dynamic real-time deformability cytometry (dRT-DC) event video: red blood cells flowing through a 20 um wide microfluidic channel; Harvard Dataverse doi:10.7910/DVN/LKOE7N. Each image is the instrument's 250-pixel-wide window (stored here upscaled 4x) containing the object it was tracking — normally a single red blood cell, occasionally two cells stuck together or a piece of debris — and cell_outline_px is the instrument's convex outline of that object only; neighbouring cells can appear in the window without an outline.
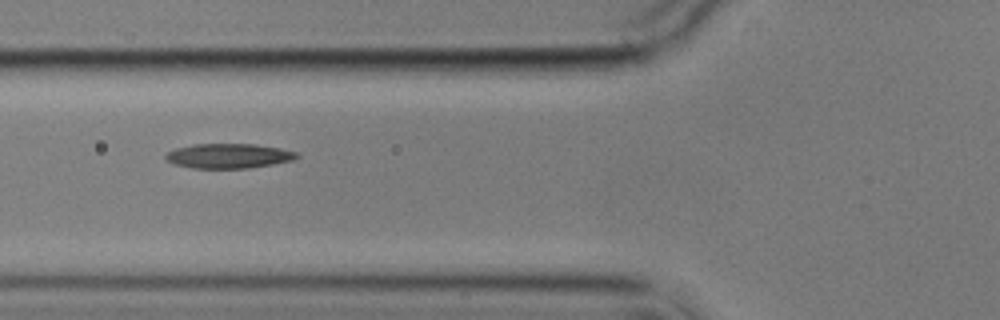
{"species": "common noctule bat (a hibernating species)", "species_latin": "Nyctalus noctula", "temperature_condition": "cold", "stored_images_in_passage": 7, "camera_frame_rate_fps": 3000, "um_per_image_px": 0.085, "animal": {"sex": "male", "body_mass_g": 17.9}, "frame": {"image": 1, "passage_image": 3, "time_ms": 2.333, "image_size_px": [1000, 320], "cell_outline_px": [[300, 156], [292, 160], [272, 164], [248, 168], [192, 168], [172, 164], [164, 160], [164, 156], [168, 152], [176, 148], [192, 144], [256, 144], [280, 148], [296, 152]], "centroid_in_image_um": [19.38, 13.25], "position_along_channel_um": 106.4, "area_um2": 18.96}}
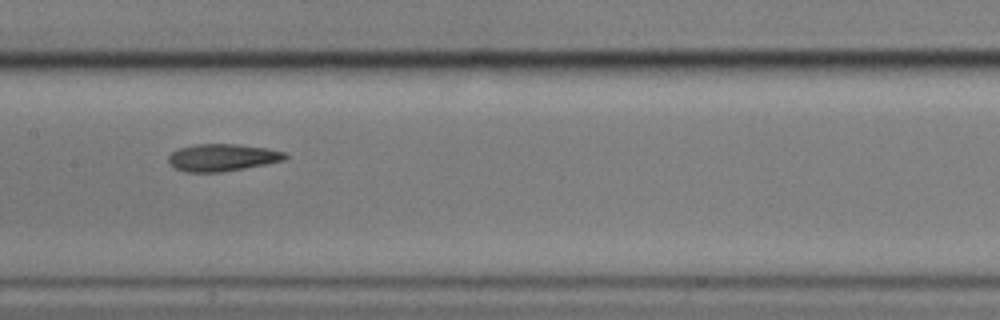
{"frame": {"image": 2, "passage_image": 5, "time_ms": 4.667, "image_size_px": [1000, 320], "cell_outline_px": [[288, 156], [284, 160], [244, 168], [220, 172], [184, 172], [168, 164], [168, 156], [172, 152], [180, 148], [200, 144], [236, 144], [268, 148], [284, 152]], "centroid_in_image_um": [18.87, 13.39], "position_along_channel_um": 188.5, "area_um2": 18.38}}
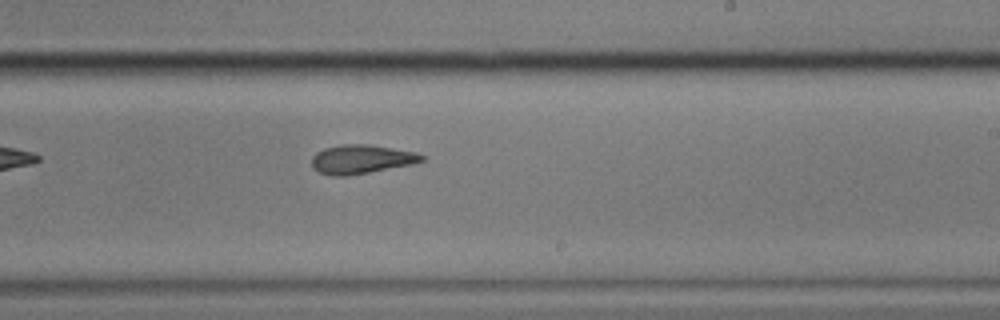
{"frame": {"image": 3, "passage_image": 7, "time_ms": 6.667, "image_size_px": [1000, 320], "cell_outline_px": [[424, 160], [412, 164], [348, 176], [332, 176], [320, 172], [312, 168], [312, 156], [316, 152], [324, 148], [340, 144], [372, 144], [416, 152], [424, 156]], "centroid_in_image_um": [30.69, 13.52], "position_along_channel_um": 258.3, "area_um2": 18.67}}